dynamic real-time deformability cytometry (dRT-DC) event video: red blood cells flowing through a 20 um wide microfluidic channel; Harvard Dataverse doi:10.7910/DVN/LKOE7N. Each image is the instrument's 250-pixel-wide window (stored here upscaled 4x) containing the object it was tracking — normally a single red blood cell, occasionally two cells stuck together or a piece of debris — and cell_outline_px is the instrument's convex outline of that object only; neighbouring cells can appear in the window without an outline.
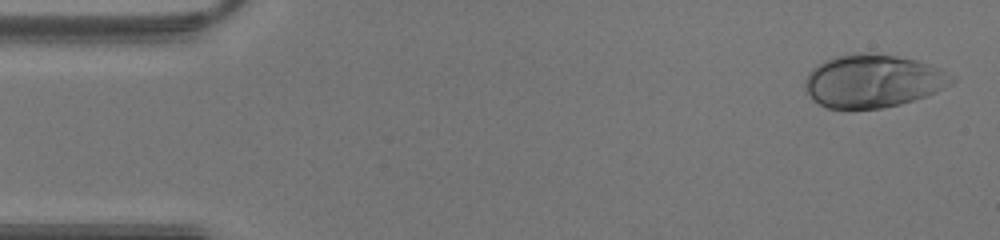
{"species": "human", "species_latin": "Homo sapiens", "temperature_condition": "warm", "stored_images_in_passage": 42, "camera_frame_rate_fps": 3000, "um_per_image_px": 0.085, "donor": {"sex": "male"}, "frame": {"image": 1, "passage_image": 1, "time_ms": 0.0, "image_size_px": [1000, 240], "cell_outline_px": [[956, 80], [952, 84], [936, 92], [900, 104], [880, 108], [828, 108], [812, 100], [804, 84], [804, 80], [808, 72], [816, 64], [824, 60], [836, 56], [860, 52], [896, 56], [916, 60], [928, 64], [956, 76]], "centroid_in_image_um": [74.19, 6.88], "position_along_channel_um": 10.8, "area_um2": 45.2}}
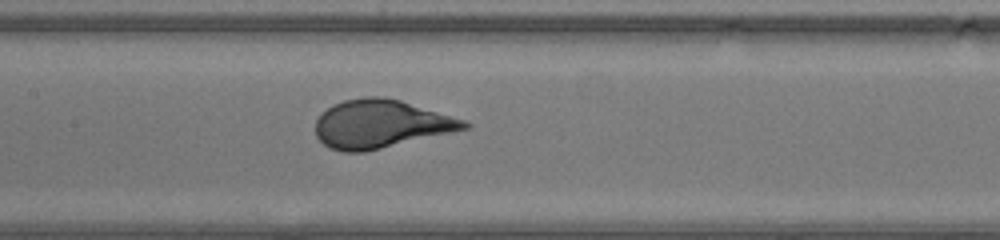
{"frame": {"image": 2, "passage_image": 19, "time_ms": 6.0, "image_size_px": [1000, 240], "cell_outline_px": [[472, 128], [364, 152], [344, 152], [328, 148], [316, 136], [316, 120], [332, 104], [344, 100], [364, 96], [384, 96], [400, 100], [464, 120], [472, 124]], "centroid_in_image_um": [32.37, 10.54], "position_along_channel_um": 175.0, "area_um2": 41.79}}
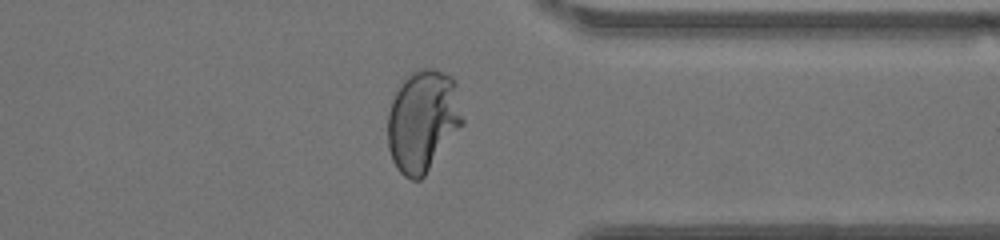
{"frame": {"image": 3, "passage_image": 32, "time_ms": 10.333, "image_size_px": [1000, 240], "cell_outline_px": [[464, 124], [424, 176], [420, 180], [412, 180], [404, 176], [396, 168], [392, 160], [388, 148], [388, 112], [392, 100], [396, 92], [404, 80], [412, 72], [424, 68], [432, 68], [452, 76], [456, 80], [464, 120]], "centroid_in_image_um": [35.96, 10.28], "position_along_channel_um": 375.4, "area_um2": 44.68}}